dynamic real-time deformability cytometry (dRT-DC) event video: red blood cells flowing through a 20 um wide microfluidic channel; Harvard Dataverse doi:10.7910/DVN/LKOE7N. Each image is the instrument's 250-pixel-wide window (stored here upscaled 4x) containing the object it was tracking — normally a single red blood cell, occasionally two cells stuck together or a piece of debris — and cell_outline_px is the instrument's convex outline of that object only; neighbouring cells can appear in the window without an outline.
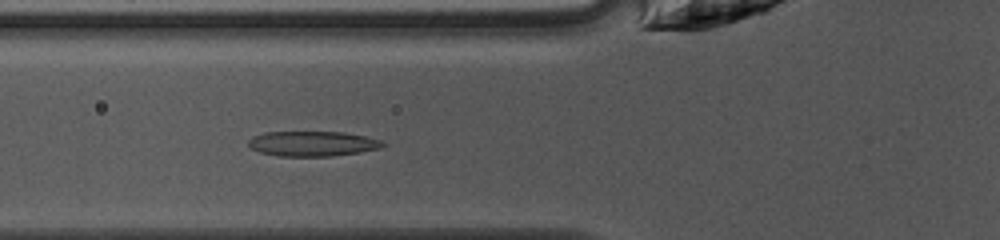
{"species": "common noctule bat (a hibernating species)", "species_latin": "Nyctalus noctula", "temperature_condition": "warm", "stored_images_in_passage": 35, "camera_frame_rate_fps": 3000, "um_per_image_px": 0.085, "animal": {"sex": "female", "body_mass_g": 10.0, "forearm_length_mm": 53.1}, "frame": {"image": 1, "passage_image": 5, "time_ms": 1.333, "image_size_px": [1000, 240], "cell_outline_px": [[384, 144], [380, 148], [360, 152], [328, 156], [280, 156], [260, 152], [252, 148], [248, 144], [248, 140], [252, 136], [264, 132], [344, 132], [364, 136], [380, 140]], "centroid_in_image_um": [26.52, 12.2], "position_along_channel_um": 99.3, "area_um2": 19.42}}
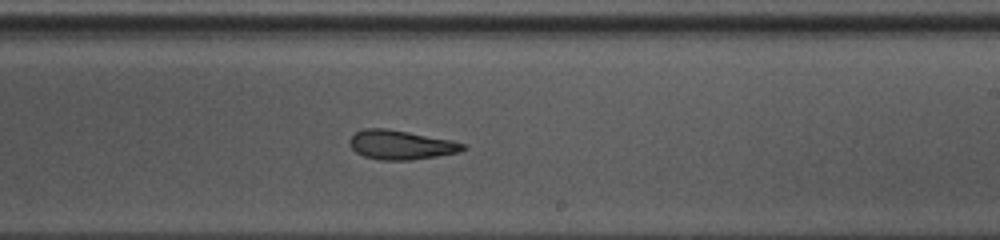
{"frame": {"image": 2, "passage_image": 16, "time_ms": 5.0, "image_size_px": [1000, 240], "cell_outline_px": [[468, 148], [460, 152], [412, 160], [380, 160], [364, 156], [356, 152], [348, 144], [348, 140], [356, 132], [364, 128], [388, 128], [452, 140], [464, 144]], "centroid_in_image_um": [34.07, 12.31], "position_along_channel_um": 254.9, "area_um2": 19.42}}
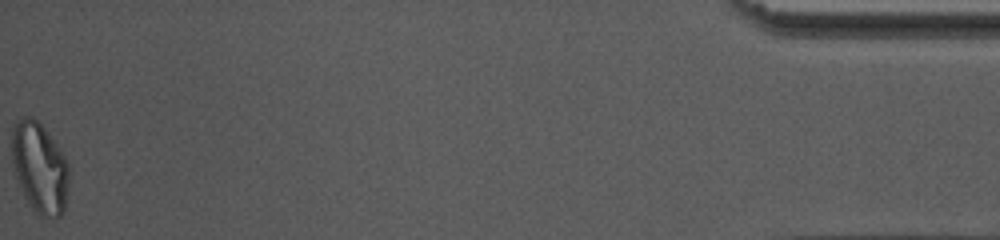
{"frame": {"image": 3, "passage_image": 35, "time_ms": 11.333, "image_size_px": [1000, 240], "cell_outline_px": [[68, 184], [64, 212], [60, 216], [40, 216], [32, 208], [24, 196], [16, 176], [12, 164], [12, 128], [16, 120], [24, 116], [28, 116], [36, 120], [44, 128], [60, 148], [68, 164]], "centroid_in_image_um": [3.36, 14.24], "position_along_channel_um": 431.8, "area_um2": 30.0}, "authors_computed_cell_mechanics": {"area_um2": 19.7098, "velocity_mm_per_s": 4.2338, "shape_relaxation_time_tau1_ms": 8.1512, "shape_relaxation_time_tau2_ms": 4.5304, "deformation_change_tau1": 0.2422, "deformation_change_tau2": 0.147}}